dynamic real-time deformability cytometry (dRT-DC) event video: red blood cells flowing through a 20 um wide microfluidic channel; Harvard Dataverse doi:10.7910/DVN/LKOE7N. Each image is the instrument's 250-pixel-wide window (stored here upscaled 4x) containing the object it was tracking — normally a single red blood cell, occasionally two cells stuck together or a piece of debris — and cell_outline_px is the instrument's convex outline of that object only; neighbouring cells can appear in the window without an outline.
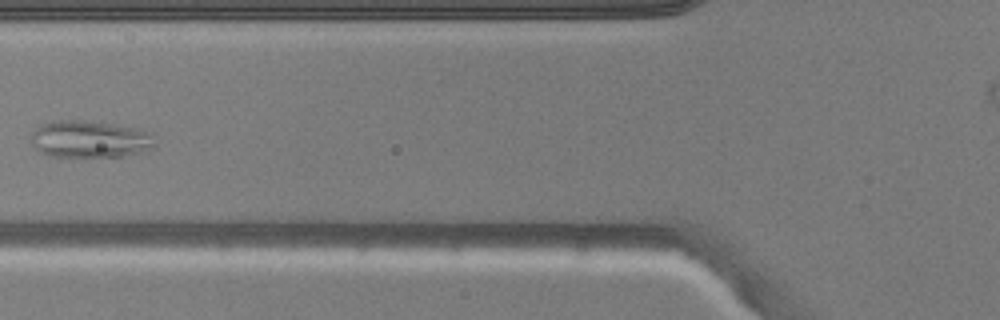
{"species": "common noctule bat (a hibernating species)", "species_latin": "Nyctalus noctula", "temperature_condition": "warm", "stored_images_in_passage": 6, "camera_frame_rate_fps": 3000, "um_per_image_px": 0.085, "animal": {"sex": "male", "body_mass_g": 20.5, "forearm_length_mm": 52.5}, "frame": {"image": 1, "passage_image": 6, "time_ms": 5.667, "image_size_px": [1000, 320], "cell_outline_px": [[156, 144], [152, 148], [140, 152], [120, 156], [84, 160], [48, 156], [40, 152], [32, 144], [28, 136], [40, 124], [60, 120], [84, 120], [140, 128], [152, 132]], "centroid_in_image_um": [7.61, 11.87], "position_along_channel_um": 118.2, "area_um2": 28.03}}